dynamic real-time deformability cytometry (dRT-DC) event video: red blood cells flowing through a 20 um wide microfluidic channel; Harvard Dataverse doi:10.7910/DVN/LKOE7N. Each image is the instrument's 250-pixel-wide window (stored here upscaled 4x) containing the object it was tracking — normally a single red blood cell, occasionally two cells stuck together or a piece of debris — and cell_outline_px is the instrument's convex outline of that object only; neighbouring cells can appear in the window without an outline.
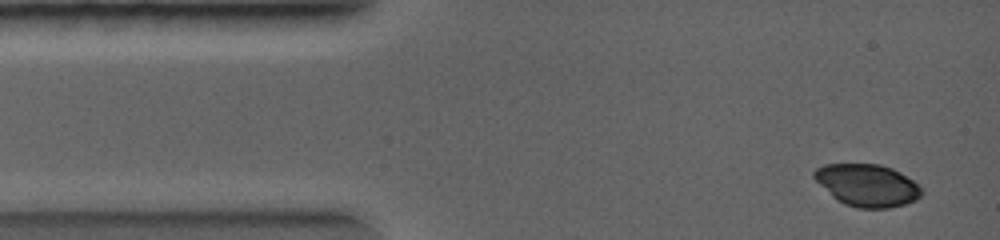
{"species": "common noctule bat (a hibernating species)", "species_latin": "Nyctalus noctula", "temperature_condition": "warm", "stored_images_in_passage": 7, "camera_frame_rate_fps": 5000, "um_per_image_px": 0.085, "animal": {"sex": "female", "body_mass_g": 19.0, "forearm_length_mm": 56.7}, "frame": {"image": 1, "passage_image": 1, "time_ms": 0.0, "image_size_px": [1000, 240], "cell_outline_px": [[924, 192], [920, 196], [904, 204], [884, 208], [860, 208], [848, 204], [840, 200], [816, 180], [812, 176], [812, 172], [816, 168], [824, 164], [880, 164], [892, 168], [900, 172], [912, 180]], "centroid_in_image_um": [73.72, 15.71], "position_along_channel_um": 11.3, "area_um2": 25.72}}
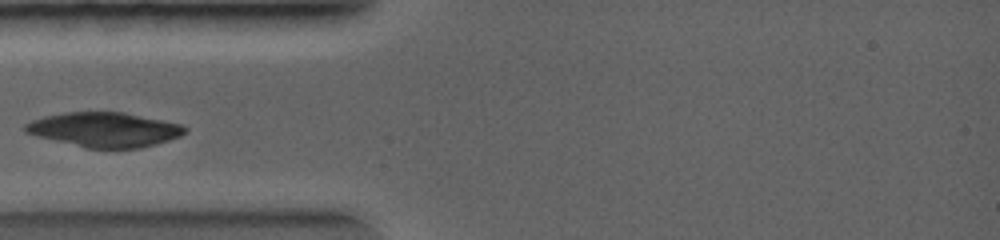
{"frame": {"image": 2, "passage_image": 5, "time_ms": 2.2, "image_size_px": [1000, 240], "cell_outline_px": [[188, 132], [180, 136], [156, 144], [140, 148], [88, 148], [24, 132], [24, 124], [32, 120], [44, 116], [64, 112], [124, 112], [180, 124], [188, 128]], "centroid_in_image_um": [8.91, 11.01], "position_along_channel_um": 76.1, "area_um2": 31.91}}
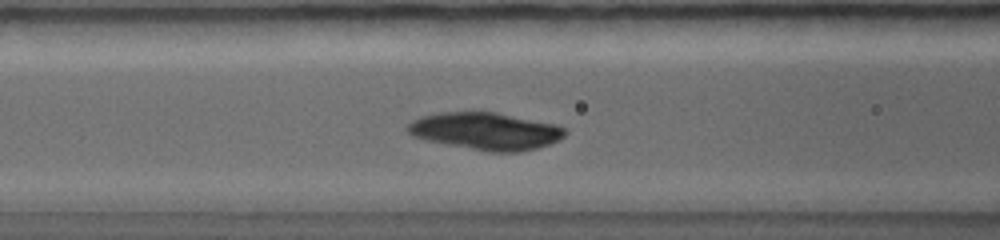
{"frame": {"image": 3, "passage_image": 7, "time_ms": 3.0, "image_size_px": [1000, 240], "cell_outline_px": [[568, 132], [564, 136], [548, 144], [536, 148], [520, 152], [488, 152], [428, 140], [412, 136], [408, 132], [408, 124], [412, 120], [420, 116], [440, 112], [496, 112], [556, 124], [564, 128]], "centroid_in_image_um": [41.29, 11.14], "position_along_channel_um": 125.3, "area_um2": 33.99}}